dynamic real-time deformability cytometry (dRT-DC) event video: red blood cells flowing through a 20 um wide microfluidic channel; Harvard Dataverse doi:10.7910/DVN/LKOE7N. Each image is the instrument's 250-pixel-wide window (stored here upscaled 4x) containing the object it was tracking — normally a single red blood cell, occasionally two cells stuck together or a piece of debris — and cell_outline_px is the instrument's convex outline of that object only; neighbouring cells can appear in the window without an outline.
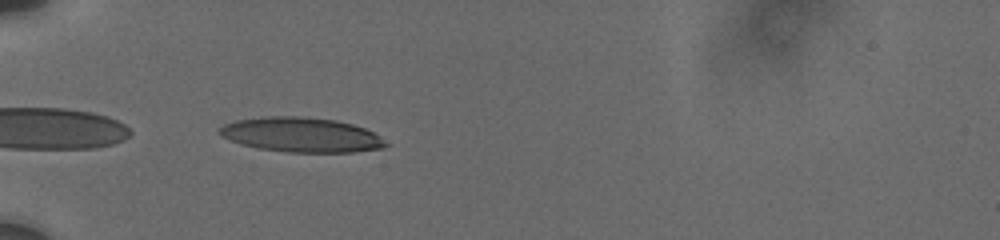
{"species": "human", "species_latin": "Homo sapiens", "temperature_condition": "cold", "stored_images_in_passage": 47, "camera_frame_rate_fps": 3000, "um_per_image_px": 0.085, "donor": {"sex": "male"}, "frame": {"image": 1, "passage_image": 1, "time_ms": 0.0, "image_size_px": [1000, 240], "cell_outline_px": [[392, 144], [384, 148], [352, 152], [288, 152], [260, 148], [244, 144], [232, 140], [216, 132], [224, 124], [236, 120], [268, 116], [300, 116], [336, 120], [352, 124], [364, 128], [372, 132]], "centroid_in_image_um": [25.67, 11.45], "position_along_channel_um": 59.3, "area_um2": 33.41}}
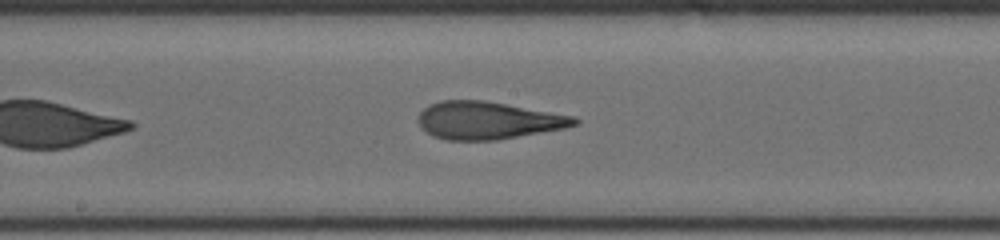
{"frame": {"image": 2, "passage_image": 17, "time_ms": 4.333, "image_size_px": [1000, 240], "cell_outline_px": [[580, 124], [564, 128], [496, 140], [448, 140], [432, 136], [420, 128], [416, 120], [420, 112], [428, 104], [440, 100], [484, 100], [576, 116], [580, 120]], "centroid_in_image_um": [41.45, 10.23], "position_along_channel_um": 206.7, "area_um2": 34.51}}
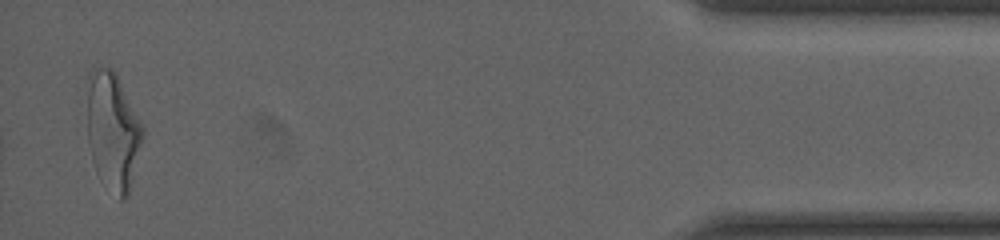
{"frame": {"image": 3, "passage_image": 47, "time_ms": 12.0, "image_size_px": [1000, 240], "cell_outline_px": [[144, 136], [128, 196], [124, 200], [120, 200], [96, 172], [92, 160], [88, 140], [84, 80], [88, 72], [92, 68], [112, 68], [144, 128]], "centroid_in_image_um": [9.54, 11.09], "position_along_channel_um": 425.7, "area_um2": 38.55}, "authors_computed_cell_mechanics": {"area_um2": 34.391, "velocity_mm_per_s": 3.7478, "shape_relaxation_time_tau1_ms": 5.1866, "shape_relaxation_time_tau2_ms": 1.5984, "deformation_change_tau1": 0.2081, "deformation_change_tau2": 0.0961}}